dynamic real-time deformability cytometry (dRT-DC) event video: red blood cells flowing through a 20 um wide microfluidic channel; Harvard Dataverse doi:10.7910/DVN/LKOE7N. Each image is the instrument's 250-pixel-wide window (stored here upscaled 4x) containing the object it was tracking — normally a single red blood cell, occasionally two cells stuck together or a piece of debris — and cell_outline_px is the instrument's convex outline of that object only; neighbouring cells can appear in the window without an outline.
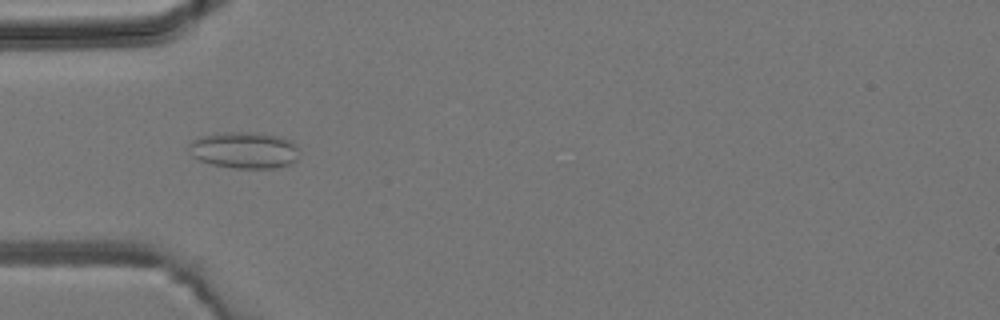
{"species": "common noctule bat (a hibernating species)", "species_latin": "Nyctalus noctula", "temperature_condition": "room temperature", "stored_images_in_passage": 42, "camera_frame_rate_fps": 3000, "um_per_image_px": 0.085, "animal": {"sex": "male", "body_mass_g": 19.2, "forearm_length_mm": 51.8}, "frame": {"image": 1, "passage_image": 11, "time_ms": 3.333, "image_size_px": [1000, 320], "cell_outline_px": [[300, 152], [296, 160], [292, 164], [276, 168], [232, 168], [212, 164], [200, 160], [192, 156], [188, 148], [188, 144], [192, 140], [200, 136], [224, 132], [256, 132], [280, 136], [292, 140], [296, 144]], "centroid_in_image_um": [20.8, 12.75], "position_along_channel_um": 64.2, "area_um2": 23.93}}
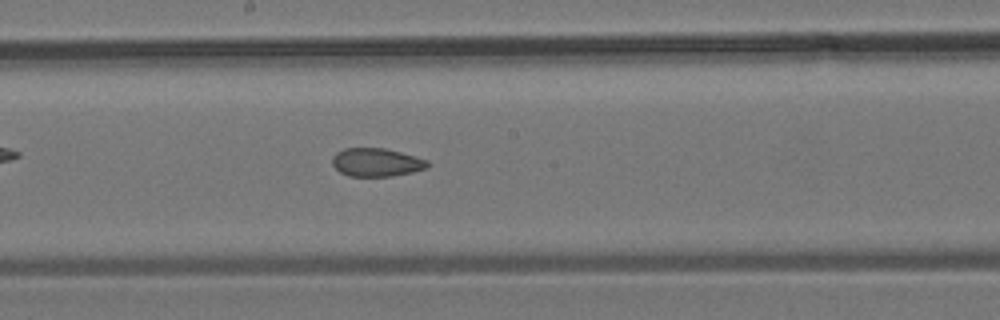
{"frame": {"image": 2, "passage_image": 21, "time_ms": 6.667, "image_size_px": [1000, 320], "cell_outline_px": [[432, 164], [428, 168], [412, 172], [392, 176], [348, 176], [340, 172], [332, 164], [332, 156], [336, 152], [344, 148], [384, 148], [416, 156], [428, 160]], "centroid_in_image_um": [32.02, 13.79], "position_along_channel_um": 216.2, "area_um2": 15.9}}
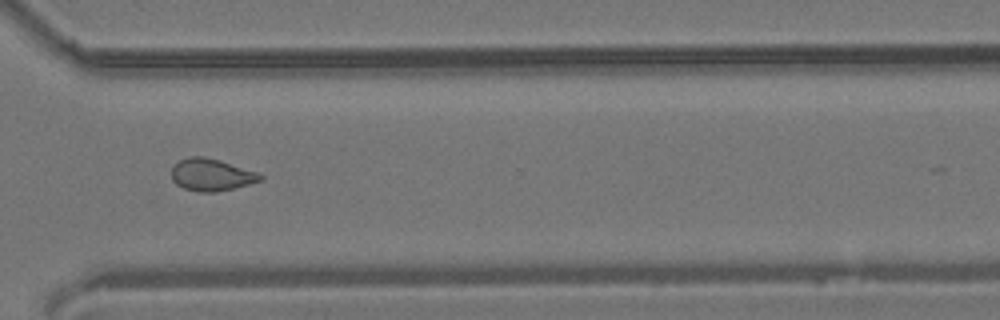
{"frame": {"image": 3, "passage_image": 30, "time_ms": 9.667, "image_size_px": [1000, 320], "cell_outline_px": [[264, 180], [232, 188], [212, 192], [200, 192], [184, 188], [176, 184], [172, 180], [172, 168], [180, 160], [188, 156], [204, 156], [220, 160], [256, 172], [264, 176]], "centroid_in_image_um": [17.96, 14.85], "position_along_channel_um": 352.6, "area_um2": 16.47}}